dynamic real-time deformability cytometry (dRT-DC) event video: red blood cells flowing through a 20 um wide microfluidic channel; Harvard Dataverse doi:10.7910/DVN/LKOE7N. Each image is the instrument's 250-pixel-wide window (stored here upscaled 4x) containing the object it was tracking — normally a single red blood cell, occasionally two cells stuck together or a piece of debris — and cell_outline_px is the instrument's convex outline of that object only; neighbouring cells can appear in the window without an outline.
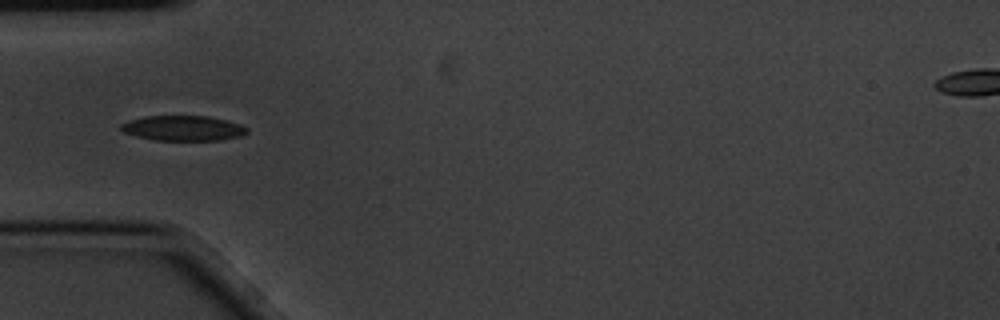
{"species": "common noctule bat (a hibernating species)", "species_latin": "Nyctalus noctula", "temperature_condition": "cold", "stored_images_in_passage": 6, "camera_frame_rate_fps": 3000, "um_per_image_px": 0.085, "animal": {"sex": "male", "body_mass_g": 20.1, "forearm_length_mm": 53.5}, "frame": {"image": 1, "passage_image": 4, "time_ms": 1.0, "image_size_px": [1000, 320], "cell_outline_px": [[248, 132], [240, 136], [220, 140], [152, 140], [136, 136], [124, 132], [120, 128], [120, 124], [128, 120], [144, 116], [208, 116], [228, 120], [240, 124], [248, 128]], "centroid_in_image_um": [15.56, 10.89], "position_along_channel_um": 69.4, "area_um2": 18.55}}
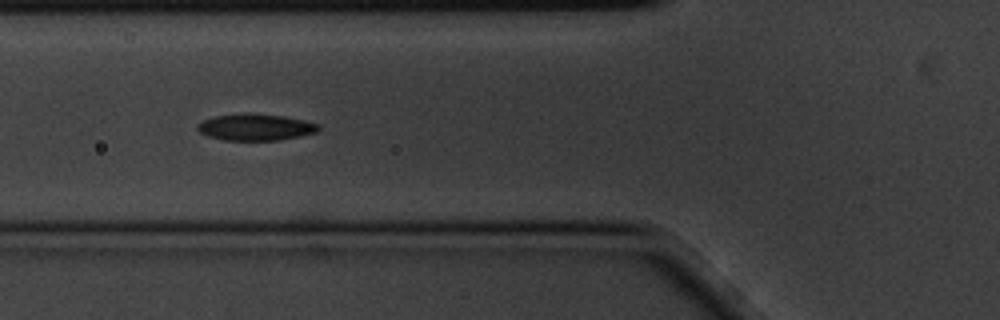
{"frame": {"image": 2, "passage_image": 5, "time_ms": 1.333, "image_size_px": [1000, 320], "cell_outline_px": [[320, 128], [316, 132], [300, 136], [280, 140], [224, 140], [208, 136], [200, 132], [196, 128], [204, 120], [216, 116], [244, 112], [248, 112], [284, 116], [304, 120], [320, 124]], "centroid_in_image_um": [21.75, 10.8], "position_along_channel_um": 104.0, "area_um2": 18.79}}
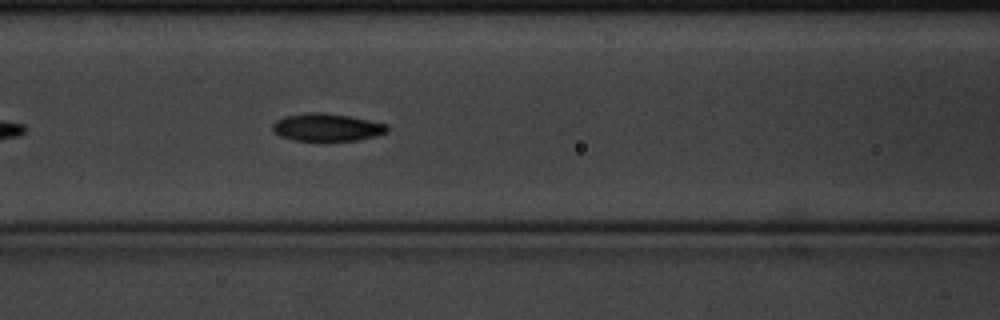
{"frame": {"image": 3, "passage_image": 6, "time_ms": 1.667, "image_size_px": [1000, 320], "cell_outline_px": [[388, 132], [376, 136], [360, 140], [292, 140], [280, 136], [272, 132], [272, 124], [276, 120], [284, 116], [308, 112], [320, 112], [348, 116], [388, 124]], "centroid_in_image_um": [27.76, 10.82], "position_along_channel_um": 138.8, "area_um2": 18.5}}